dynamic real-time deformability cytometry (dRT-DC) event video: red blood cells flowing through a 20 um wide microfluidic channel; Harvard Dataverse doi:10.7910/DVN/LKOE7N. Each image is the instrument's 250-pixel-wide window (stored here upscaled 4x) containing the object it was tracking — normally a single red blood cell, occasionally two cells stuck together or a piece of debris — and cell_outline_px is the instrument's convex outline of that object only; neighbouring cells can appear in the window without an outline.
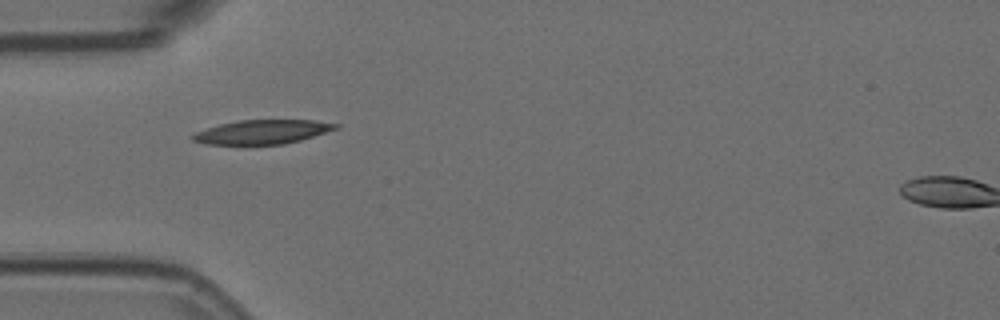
{"species": "Egyptian fruit bat (a non-hibernating species)", "species_latin": "Rousettus aegyptiacus", "temperature_condition": "room temperature", "stored_images_in_passage": 2, "camera_frame_rate_fps": 3000, "um_per_image_px": 0.085, "animal": {"sex": "female"}, "frame": {"image": 1, "passage_image": 2, "time_ms": 0.333, "image_size_px": [1000, 320], "cell_outline_px": [[340, 128], [300, 140], [284, 144], [204, 144], [192, 140], [188, 136], [196, 132], [220, 124], [240, 120], [312, 120], [340, 124]], "centroid_in_image_um": [22.3, 11.21], "position_along_channel_um": 62.7, "area_um2": 20.0}}